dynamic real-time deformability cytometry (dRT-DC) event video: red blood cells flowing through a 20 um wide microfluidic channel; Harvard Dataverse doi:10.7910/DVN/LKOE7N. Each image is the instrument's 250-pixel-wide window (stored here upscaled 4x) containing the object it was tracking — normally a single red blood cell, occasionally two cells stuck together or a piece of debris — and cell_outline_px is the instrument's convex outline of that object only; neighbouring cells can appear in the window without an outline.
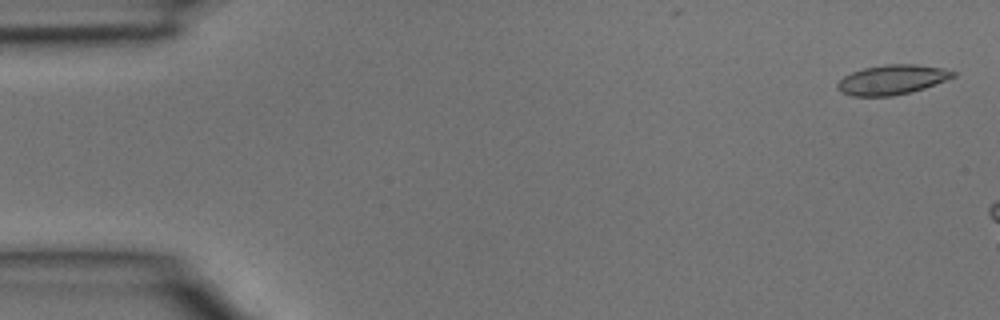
{"species": "common noctule bat (a hibernating species)", "species_latin": "Nyctalus noctula", "temperature_condition": "room temperature", "stored_images_in_passage": 3, "camera_frame_rate_fps": 3000, "um_per_image_px": 0.085, "animal": {"sex": "male", "body_mass_g": 15.6}, "frame": {"image": 1, "passage_image": 1, "time_ms": 0.0, "image_size_px": [1000, 320], "cell_outline_px": [[956, 76], [924, 88], [912, 92], [892, 96], [852, 96], [840, 92], [836, 88], [836, 84], [844, 76], [852, 72], [864, 68], [884, 64], [916, 64], [944, 68], [956, 72]], "centroid_in_image_um": [75.81, 6.77], "position_along_channel_um": 9.2, "area_um2": 20.11}}